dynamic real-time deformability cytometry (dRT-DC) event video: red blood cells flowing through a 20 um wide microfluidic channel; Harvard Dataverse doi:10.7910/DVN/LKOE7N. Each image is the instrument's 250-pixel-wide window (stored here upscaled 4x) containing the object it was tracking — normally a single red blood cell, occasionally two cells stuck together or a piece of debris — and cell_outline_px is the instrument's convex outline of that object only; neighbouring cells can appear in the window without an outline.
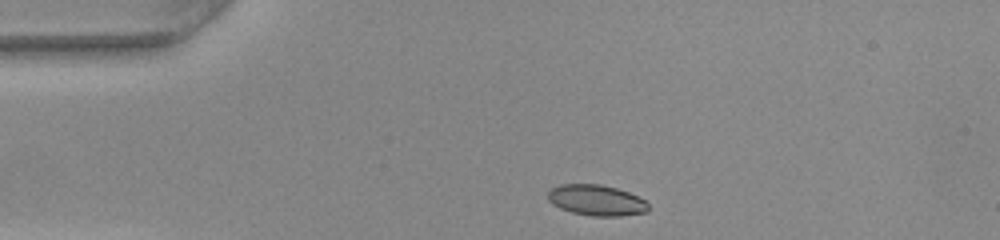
{"species": "common noctule bat (a hibernating species)", "species_latin": "Nyctalus noctula", "temperature_condition": "warm", "stored_images_in_passage": 30, "camera_frame_rate_fps": 3000, "um_per_image_px": 0.085, "animal": {"sex": "female", "body_mass_g": 22.0, "forearm_length_mm": 56.7}, "frame": {"image": 1, "passage_image": 1, "time_ms": 0.0, "image_size_px": [1000, 240], "cell_outline_px": [[648, 212], [620, 216], [592, 216], [572, 212], [560, 208], [552, 204], [548, 200], [548, 192], [552, 188], [560, 184], [600, 184], [616, 188], [628, 192], [644, 200], [648, 204]], "centroid_in_image_um": [50.68, 17.02], "position_along_channel_um": 34.3, "area_um2": 17.98}}
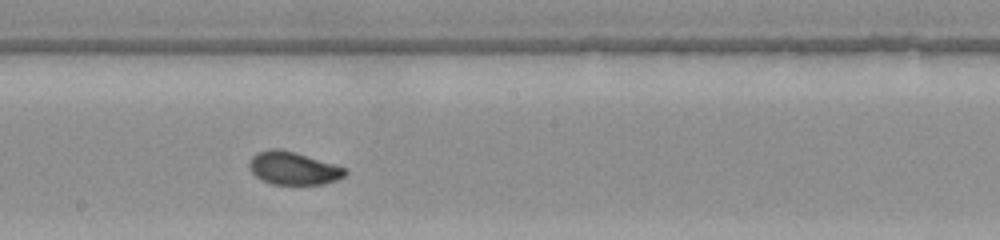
{"frame": {"image": 2, "passage_image": 18, "time_ms": 5.667, "image_size_px": [1000, 240], "cell_outline_px": [[348, 172], [344, 176], [336, 180], [320, 184], [272, 184], [260, 180], [252, 172], [248, 164], [252, 156], [256, 152], [272, 148], [276, 148], [296, 152], [348, 168]], "centroid_in_image_um": [24.93, 14.29], "position_along_channel_um": 223.3, "area_um2": 18.5}}
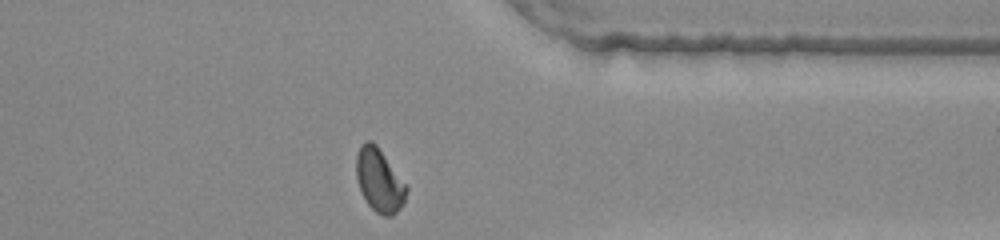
{"frame": {"image": 3, "passage_image": 30, "time_ms": 9.667, "image_size_px": [1000, 240], "cell_outline_px": [[408, 188], [404, 204], [392, 216], [384, 216], [376, 212], [368, 204], [360, 192], [356, 180], [356, 156], [360, 144], [368, 140], [372, 140], [376, 144], [408, 184]], "centroid_in_image_um": [32.25, 15.32], "position_along_channel_um": 379.1, "area_um2": 18.96}, "authors_computed_cell_mechanics": {"area_um2": 18.4671, "velocity_mm_per_s": 4.0865, "shape_relaxation_time_tau1_ms": 5.806, "shape_relaxation_time_tau2_ms": 0.7916, "deformation_change_tau1": 0.1882, "deformation_change_tau2": 0.0492}}